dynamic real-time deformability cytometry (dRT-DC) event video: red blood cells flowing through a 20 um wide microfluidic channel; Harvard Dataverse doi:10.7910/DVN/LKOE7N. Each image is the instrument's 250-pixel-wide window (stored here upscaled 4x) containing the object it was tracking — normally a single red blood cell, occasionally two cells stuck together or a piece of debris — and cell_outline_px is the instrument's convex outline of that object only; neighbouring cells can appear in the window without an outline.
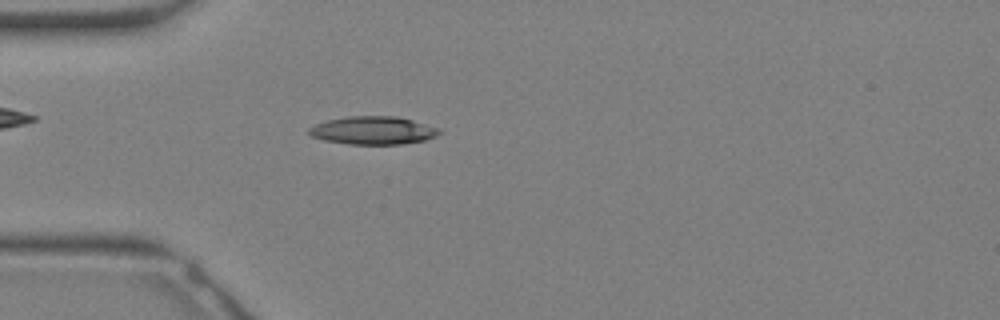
{"species": "Egyptian fruit bat (a non-hibernating species)", "species_latin": "Rousettus aegyptiacus", "temperature_condition": "warm", "stored_images_in_passage": 32, "camera_frame_rate_fps": 3000, "um_per_image_px": 0.085, "animal": {"sex": "female"}, "frame": {"image": 1, "passage_image": 9, "time_ms": 2.667, "image_size_px": [1000, 320], "cell_outline_px": [[440, 132], [436, 136], [424, 140], [400, 144], [348, 144], [324, 140], [312, 136], [308, 132], [308, 128], [316, 124], [328, 120], [348, 116], [396, 116], [412, 120], [440, 128]], "centroid_in_image_um": [31.71, 11.08], "position_along_channel_um": 53.3, "area_um2": 21.15}}
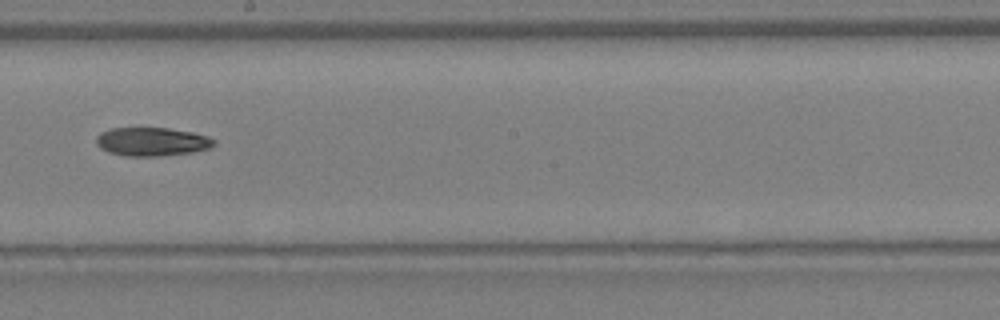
{"frame": {"image": 2, "passage_image": 18, "time_ms": 5.667, "image_size_px": [1000, 320], "cell_outline_px": [[216, 144], [212, 148], [192, 152], [160, 156], [124, 156], [108, 152], [100, 148], [96, 144], [96, 136], [100, 132], [112, 128], [168, 128], [192, 132], [208, 136], [216, 140]], "centroid_in_image_um": [12.92, 12.04], "position_along_channel_um": 235.3, "area_um2": 19.83}}
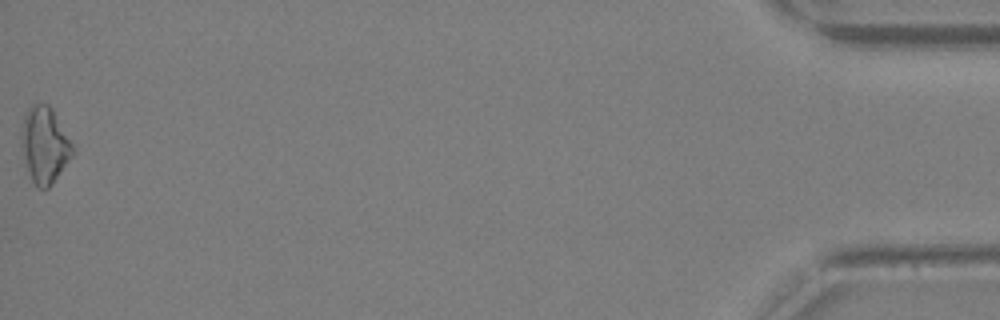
{"frame": {"image": 3, "passage_image": 32, "time_ms": 10.333, "image_size_px": [1000, 320], "cell_outline_px": [[72, 156], [52, 184], [48, 188], [36, 188], [24, 164], [20, 144], [20, 136], [24, 116], [28, 108], [36, 100], [48, 104], [52, 108], [72, 144]], "centroid_in_image_um": [3.74, 12.3], "position_along_channel_um": 431.5, "area_um2": 22.95}}